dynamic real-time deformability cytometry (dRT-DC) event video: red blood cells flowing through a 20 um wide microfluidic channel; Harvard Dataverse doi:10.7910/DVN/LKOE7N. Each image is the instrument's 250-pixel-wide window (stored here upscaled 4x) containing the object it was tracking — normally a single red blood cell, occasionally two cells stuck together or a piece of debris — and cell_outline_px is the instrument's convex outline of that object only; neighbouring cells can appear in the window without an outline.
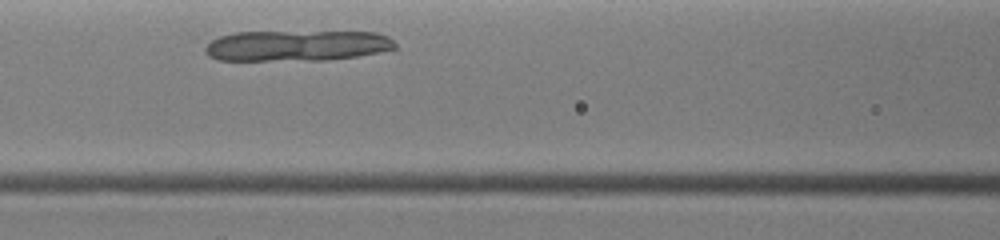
{"species": "common noctule bat (a hibernating species)", "species_latin": "Nyctalus noctula", "temperature_condition": "warm", "stored_images_in_passage": 4, "camera_frame_rate_fps": 3000, "um_per_image_px": 0.085, "animal": {"sex": "female", "body_mass_g": 19.0, "forearm_length_mm": 51.5}, "frame": {"image": 1, "passage_image": 3, "time_ms": 1.333, "image_size_px": [1000, 240], "cell_outline_px": [[396, 48], [380, 52], [356, 56], [328, 60], [216, 60], [208, 56], [204, 52], [204, 48], [212, 40], [220, 36], [236, 32], [376, 32], [388, 36], [396, 44]], "centroid_in_image_um": [25.22, 3.88], "position_along_channel_um": 141.4, "area_um2": 34.04}}
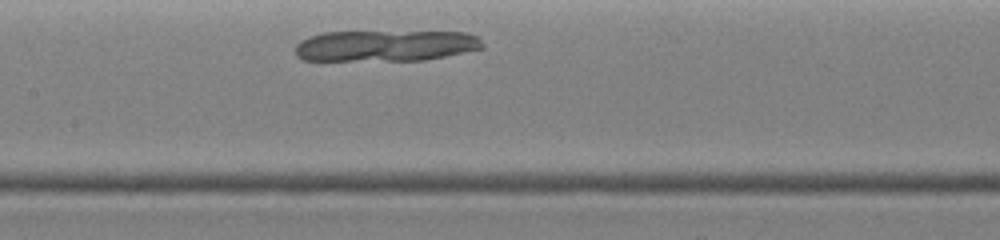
{"frame": {"image": 2, "passage_image": 4, "time_ms": 2.0, "image_size_px": [1000, 240], "cell_outline_px": [[484, 48], [424, 60], [304, 60], [296, 56], [296, 44], [300, 40], [308, 36], [324, 32], [468, 32], [476, 36], [484, 44]], "centroid_in_image_um": [32.75, 3.88], "position_along_channel_um": 174.6, "area_um2": 33.87}}